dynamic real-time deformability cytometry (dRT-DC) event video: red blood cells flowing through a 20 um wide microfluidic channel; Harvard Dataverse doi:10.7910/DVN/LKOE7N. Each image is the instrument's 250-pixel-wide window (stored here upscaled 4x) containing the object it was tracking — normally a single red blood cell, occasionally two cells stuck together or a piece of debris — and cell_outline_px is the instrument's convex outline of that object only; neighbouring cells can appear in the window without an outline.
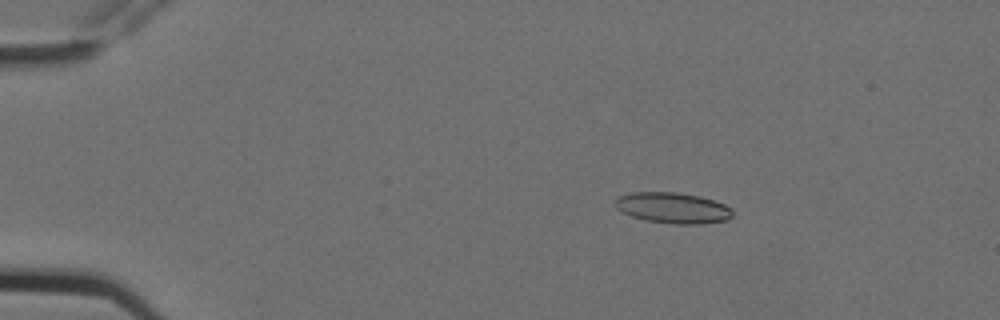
{"species": "Egyptian fruit bat (a non-hibernating species)", "species_latin": "Rousettus aegyptiacus", "temperature_condition": "cold", "stored_images_in_passage": 4, "camera_frame_rate_fps": 3000, "um_per_image_px": 0.085, "animal": {"sex": "female"}, "frame": {"image": 1, "passage_image": 2, "time_ms": 0.333, "image_size_px": [1000, 320], "cell_outline_px": [[732, 216], [728, 220], [700, 224], [676, 224], [648, 220], [632, 216], [616, 208], [616, 200], [620, 196], [632, 192], [676, 192], [700, 196], [724, 204], [732, 212]], "centroid_in_image_um": [57.21, 17.67], "position_along_channel_um": 27.8, "area_um2": 20.75}}